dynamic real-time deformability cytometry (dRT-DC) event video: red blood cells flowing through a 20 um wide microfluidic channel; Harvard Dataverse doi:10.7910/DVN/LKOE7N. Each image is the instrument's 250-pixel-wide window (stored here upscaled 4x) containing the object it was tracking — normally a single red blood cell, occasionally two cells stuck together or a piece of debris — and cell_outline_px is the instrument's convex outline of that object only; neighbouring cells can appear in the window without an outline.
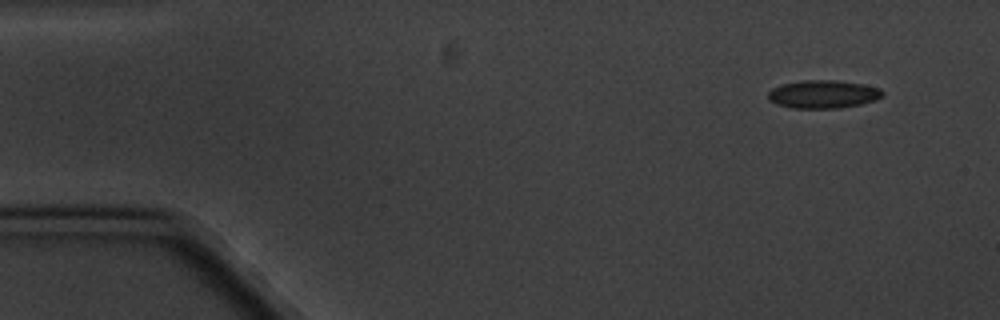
{"species": "common noctule bat (a hibernating species)", "species_latin": "Nyctalus noctula", "temperature_condition": "cold", "stored_images_in_passage": 10, "camera_frame_rate_fps": 3000, "um_per_image_px": 0.085, "animal": {"sex": "male", "body_mass_g": 20.1, "forearm_length_mm": 53.5}, "frame": {"image": 1, "passage_image": 1, "time_ms": 0.0, "image_size_px": [1000, 320], "cell_outline_px": [[884, 92], [876, 100], [860, 104], [840, 108], [792, 108], [776, 104], [768, 100], [768, 92], [772, 88], [780, 84], [804, 80], [832, 80], [864, 84], [880, 88]], "centroid_in_image_um": [69.94, 8.01], "position_along_channel_um": 15.1, "area_um2": 18.79}}
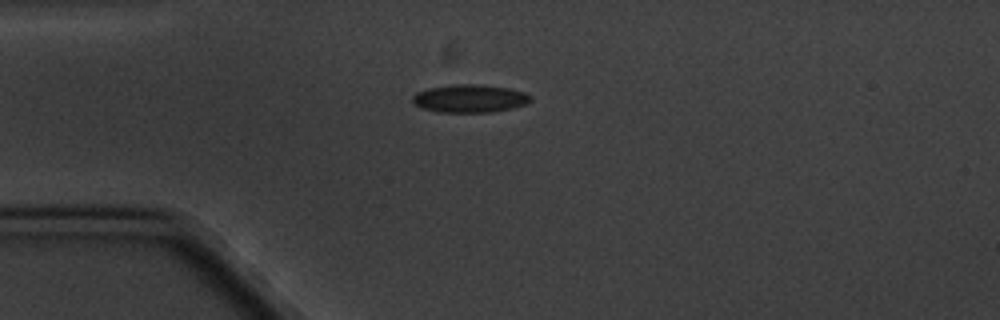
{"frame": {"image": 2, "passage_image": 4, "time_ms": 3.333, "image_size_px": [1000, 320], "cell_outline_px": [[532, 100], [524, 104], [512, 108], [492, 112], [436, 112], [420, 108], [412, 100], [412, 96], [416, 92], [428, 88], [456, 84], [480, 84], [508, 88], [524, 92], [532, 96]], "centroid_in_image_um": [39.91, 8.37], "position_along_channel_um": 45.1, "area_um2": 19.31}}
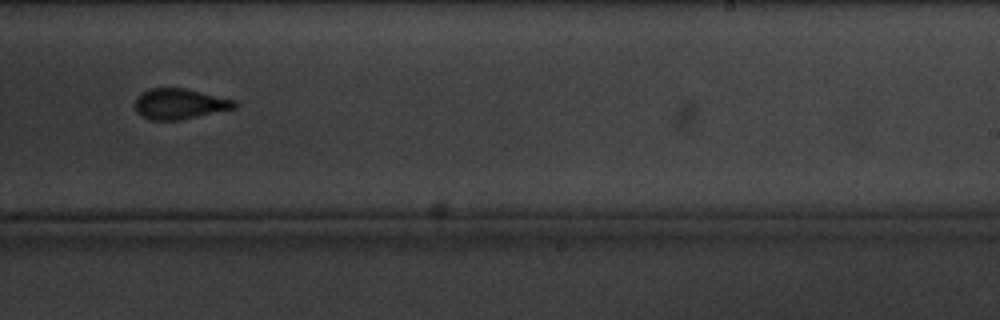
{"frame": {"image": 3, "passage_image": 10, "time_ms": 10.667, "image_size_px": [1000, 320], "cell_outline_px": [[236, 108], [180, 120], [152, 120], [136, 112], [136, 100], [148, 88], [184, 88], [236, 100]], "centroid_in_image_um": [15.3, 8.83], "position_along_channel_um": 273.7, "area_um2": 17.46}}